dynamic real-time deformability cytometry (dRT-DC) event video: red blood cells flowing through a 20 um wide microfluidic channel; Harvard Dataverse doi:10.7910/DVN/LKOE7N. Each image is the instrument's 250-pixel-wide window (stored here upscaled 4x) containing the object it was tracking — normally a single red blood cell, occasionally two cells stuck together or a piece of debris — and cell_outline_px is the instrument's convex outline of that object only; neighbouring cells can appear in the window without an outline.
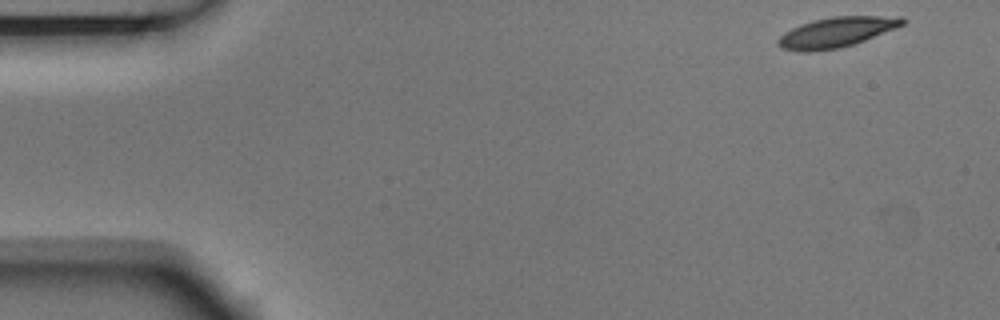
{"species": "Egyptian fruit bat (a non-hibernating species)", "species_latin": "Rousettus aegyptiacus", "temperature_condition": "room temperature", "stored_images_in_passage": 5, "camera_frame_rate_fps": 3000, "um_per_image_px": 0.085, "animal": {"sex": "male"}, "frame": {"image": 1, "passage_image": 1, "time_ms": 0.0, "image_size_px": [1000, 320], "cell_outline_px": [[908, 20], [904, 24], [896, 28], [864, 40], [840, 48], [808, 52], [800, 52], [780, 48], [776, 44], [776, 40], [784, 32], [800, 24], [812, 20], [832, 16], [904, 16]], "centroid_in_image_um": [71.08, 2.73], "position_along_channel_um": 13.9, "area_um2": 22.08}}
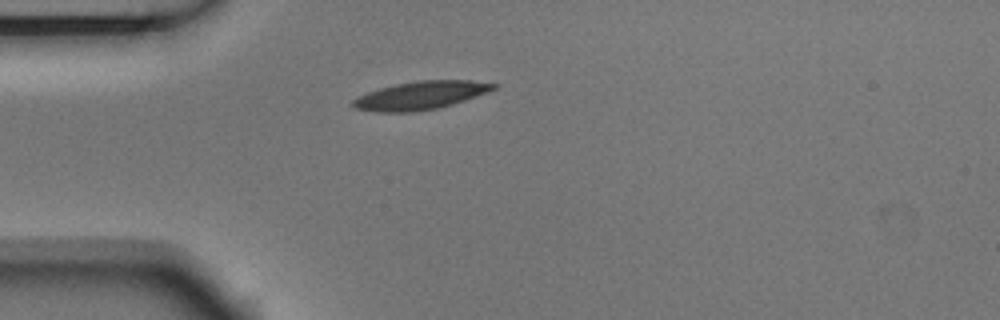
{"frame": {"image": 2, "passage_image": 4, "time_ms": 1.0, "image_size_px": [1000, 320], "cell_outline_px": [[500, 84], [496, 88], [488, 92], [452, 104], [436, 108], [412, 112], [376, 112], [356, 108], [352, 104], [352, 100], [356, 96], [380, 88], [396, 84], [420, 80], [472, 80]], "centroid_in_image_um": [35.76, 8.1], "position_along_channel_um": 49.2, "area_um2": 23.0}}